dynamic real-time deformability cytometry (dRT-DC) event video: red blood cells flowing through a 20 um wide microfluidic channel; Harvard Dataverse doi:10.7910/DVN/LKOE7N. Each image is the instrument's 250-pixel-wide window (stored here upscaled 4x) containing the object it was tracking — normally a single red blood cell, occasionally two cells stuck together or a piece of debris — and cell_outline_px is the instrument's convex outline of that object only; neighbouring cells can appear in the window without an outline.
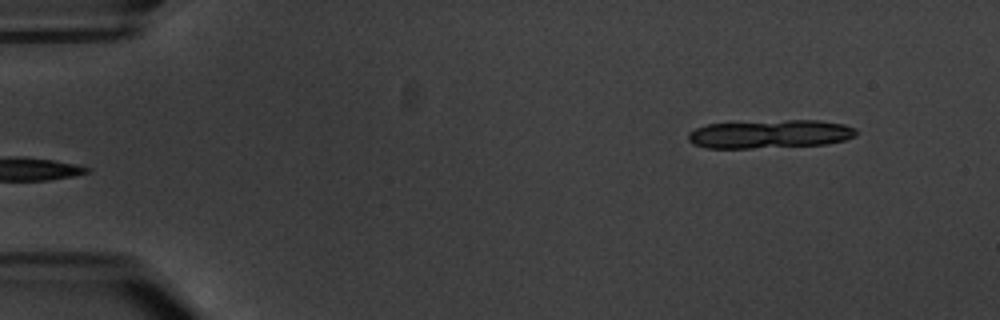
{"species": "common noctule bat (a hibernating species)", "species_latin": "Nyctalus noctula", "temperature_condition": "warm", "stored_images_in_passage": 5, "camera_frame_rate_fps": 3000, "um_per_image_px": 0.085, "animal": {"sex": "male", "body_mass_g": 20.1, "forearm_length_mm": 53.5}, "frame": {"image": 1, "passage_image": 5, "time_ms": 4.667, "image_size_px": [1000, 320], "cell_outline_px": [[860, 132], [856, 136], [844, 140], [828, 144], [752, 148], [704, 148], [692, 144], [688, 140], [688, 132], [696, 128], [708, 124], [788, 120], [820, 120], [844, 124], [856, 128]], "centroid_in_image_um": [65.48, 11.4], "position_along_channel_um": 19.5, "area_um2": 27.98}}